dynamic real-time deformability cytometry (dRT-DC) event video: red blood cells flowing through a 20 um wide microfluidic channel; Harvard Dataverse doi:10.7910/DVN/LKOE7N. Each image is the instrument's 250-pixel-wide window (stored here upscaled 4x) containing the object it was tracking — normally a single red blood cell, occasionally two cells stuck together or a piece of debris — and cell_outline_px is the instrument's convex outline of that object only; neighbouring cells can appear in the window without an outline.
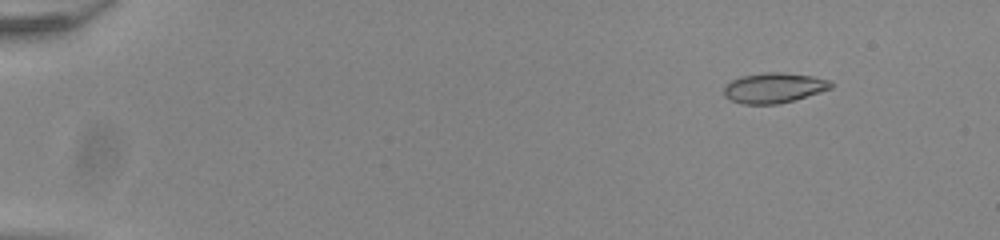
{"species": "common noctule bat (a hibernating species)", "species_latin": "Nyctalus noctula", "temperature_condition": "room temperature", "stored_images_in_passage": 54, "camera_frame_rate_fps": 3000, "um_per_image_px": 0.085, "animal": {"sex": "male", "body_mass_g": 20.0, "forearm_length_mm": 53.3}, "frame": {"image": 1, "passage_image": 7, "time_ms": 2.0, "image_size_px": [1000, 240], "cell_outline_px": [[832, 88], [792, 100], [776, 104], [744, 104], [732, 100], [724, 96], [724, 88], [732, 80], [744, 76], [764, 72], [784, 72], [812, 76], [832, 80]], "centroid_in_image_um": [65.8, 7.45], "position_along_channel_um": 19.2, "area_um2": 18.55}}
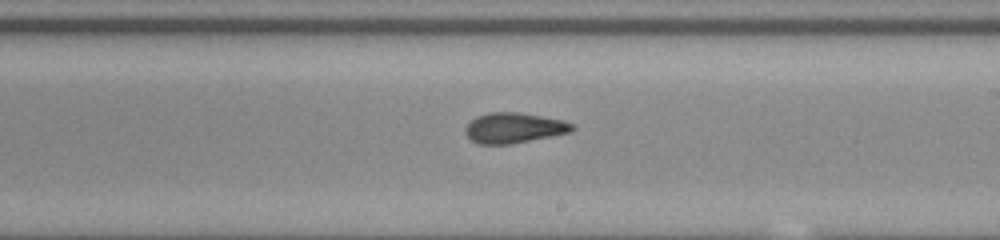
{"frame": {"image": 2, "passage_image": 34, "time_ms": 11.0, "image_size_px": [1000, 240], "cell_outline_px": [[576, 128], [572, 132], [512, 144], [480, 144], [472, 140], [464, 132], [464, 128], [476, 116], [488, 112], [520, 112], [564, 120], [572, 124]], "centroid_in_image_um": [43.7, 10.86], "position_along_channel_um": 245.3, "area_um2": 19.02}}
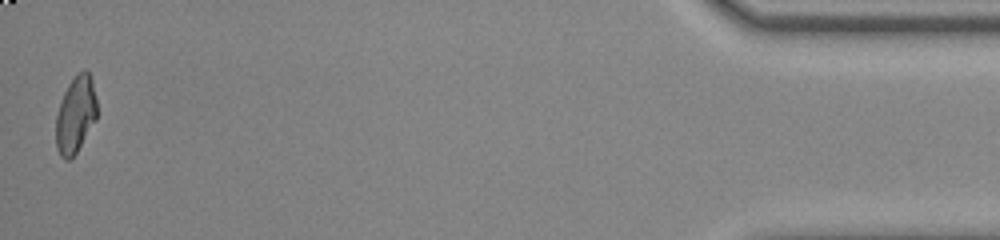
{"frame": {"image": 3, "passage_image": 54, "time_ms": 17.667, "image_size_px": [1000, 240], "cell_outline_px": [[96, 120], [76, 152], [68, 160], [64, 160], [60, 156], [56, 148], [56, 116], [60, 100], [68, 84], [76, 72], [84, 68], [88, 72], [92, 80], [96, 96]], "centroid_in_image_um": [6.41, 9.71], "position_along_channel_um": 428.8, "area_um2": 18.5}, "authors_computed_cell_mechanics": {"area_um2": 18.6983, "velocity_mm_per_s": 3.9448, "shape_relaxation_time_tau1_ms": null, "shape_relaxation_time_tau2_ms": 1.5989, "deformation_change_tau1": null, "deformation_change_tau2": 0.0778}}